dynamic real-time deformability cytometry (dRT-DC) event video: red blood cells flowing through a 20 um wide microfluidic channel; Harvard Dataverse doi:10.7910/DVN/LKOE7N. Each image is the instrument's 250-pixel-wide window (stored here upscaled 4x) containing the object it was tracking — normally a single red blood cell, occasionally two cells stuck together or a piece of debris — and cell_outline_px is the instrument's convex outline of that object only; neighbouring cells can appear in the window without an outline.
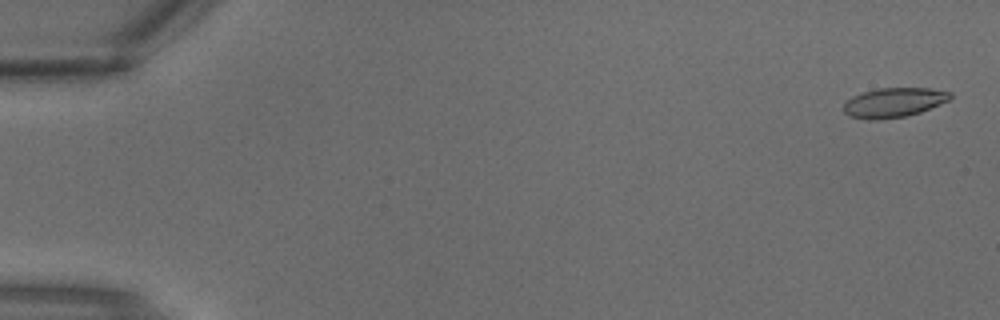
{"species": "common noctule bat (a hibernating species)", "species_latin": "Nyctalus noctula", "temperature_condition": "warm", "stored_images_in_passage": 3, "segment_of_instrument_passage": [2, 2], "camera_frame_rate_fps": 3000, "um_per_image_px": 0.085, "animal": {"sex": "male", "body_mass_g": 18.8}, "frame": {"image": 1, "passage_image": 3, "time_ms": 0.667, "image_size_px": [1000, 320], "cell_outline_px": [[952, 96], [948, 100], [940, 104], [920, 112], [904, 116], [876, 120], [868, 120], [848, 116], [844, 112], [844, 104], [852, 96], [864, 92], [880, 88], [928, 88], [952, 92]], "centroid_in_image_um": [75.96, 8.72], "position_along_channel_um": 9.0, "area_um2": 18.21}}